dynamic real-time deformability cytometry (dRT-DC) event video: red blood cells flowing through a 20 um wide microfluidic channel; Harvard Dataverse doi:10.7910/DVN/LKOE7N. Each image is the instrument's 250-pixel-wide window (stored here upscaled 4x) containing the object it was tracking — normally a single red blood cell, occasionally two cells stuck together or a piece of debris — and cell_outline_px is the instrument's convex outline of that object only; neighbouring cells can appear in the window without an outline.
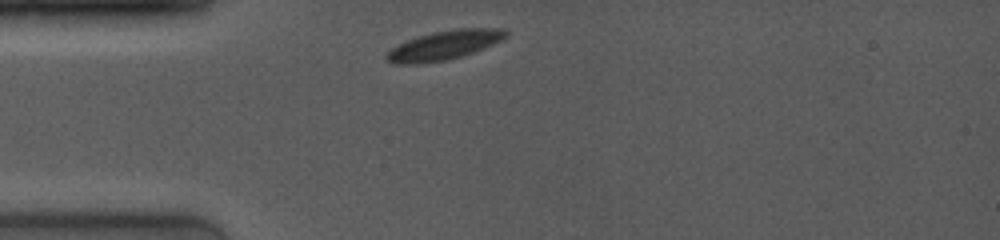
{"species": "common noctule bat (a hibernating species)", "species_latin": "Nyctalus noctula", "temperature_condition": "room temperature", "stored_images_in_passage": 35, "camera_frame_rate_fps": 4000, "um_per_image_px": 0.085, "animal": {"sex": "female", "body_mass_g": 19.0, "forearm_length_mm": 53.3}, "frame": {"image": 1, "passage_image": 1, "time_ms": 0.0, "image_size_px": [1000, 240], "cell_outline_px": [[508, 36], [492, 44], [472, 52], [448, 60], [420, 64], [392, 64], [384, 56], [392, 48], [408, 40], [432, 32], [460, 28], [504, 28], [508, 32]], "centroid_in_image_um": [37.75, 3.85], "position_along_channel_um": 47.2, "area_um2": 20.06}}
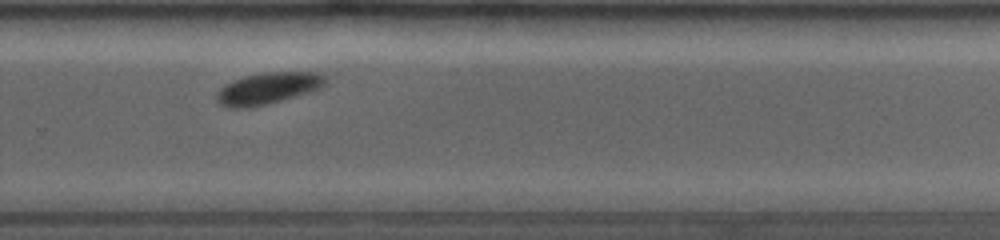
{"frame": {"image": 2, "passage_image": 27, "time_ms": 7.0, "image_size_px": [1000, 240], "cell_outline_px": [[328, 84], [308, 92], [264, 104], [244, 108], [228, 108], [220, 104], [216, 100], [216, 92], [224, 84], [244, 76], [264, 72], [320, 72], [328, 76]], "centroid_in_image_um": [22.78, 7.48], "position_along_channel_um": 307.0, "area_um2": 20.0}}
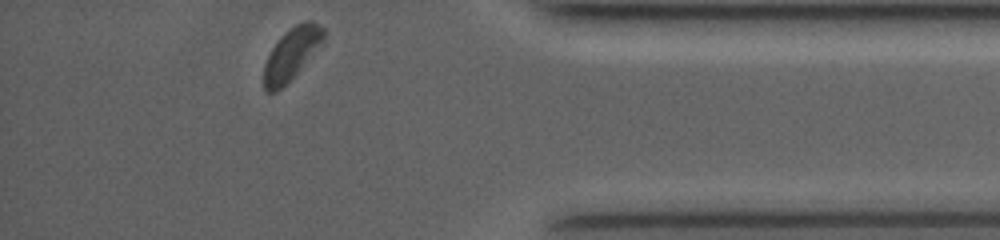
{"frame": {"image": 3, "passage_image": 35, "time_ms": 10.0, "image_size_px": [1000, 240], "cell_outline_px": [[324, 44], [276, 92], [268, 92], [264, 88], [264, 64], [272, 48], [280, 36], [284, 32], [296, 24], [304, 20], [312, 20], [324, 28]], "centroid_in_image_um": [24.81, 4.52], "position_along_channel_um": 410.4, "area_um2": 17.92}, "authors_computed_cell_mechanics": {"area_um2": 20.1722, "velocity_mm_per_s": 3.9262, "shape_relaxation_time_tau1_ms": 3.2884, "shape_relaxation_time_tau2_ms": null, "deformation_change_tau1": 0.0918, "deformation_change_tau2": null}}